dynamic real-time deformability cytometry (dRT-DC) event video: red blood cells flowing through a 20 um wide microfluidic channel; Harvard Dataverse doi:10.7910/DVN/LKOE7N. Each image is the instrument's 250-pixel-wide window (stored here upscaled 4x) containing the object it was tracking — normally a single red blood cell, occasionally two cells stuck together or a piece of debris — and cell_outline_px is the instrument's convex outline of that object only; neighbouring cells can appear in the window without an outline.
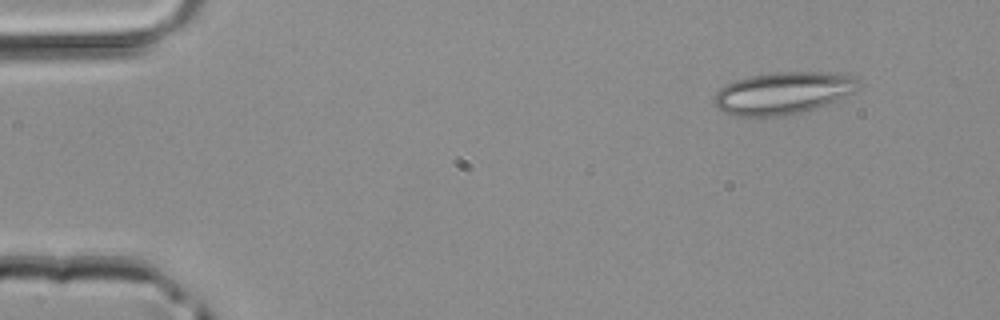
{"species": "common noctule bat (a hibernating species)", "species_latin": "Nyctalus noctula", "temperature_condition": "room temperature", "stored_images_in_passage": 3, "camera_frame_rate_fps": 3000, "um_per_image_px": 0.085, "animal": {"sex": "male", "body_mass_g": 20.4}, "frame": {"image": 1, "passage_image": 1, "time_ms": 0.0, "image_size_px": [1000, 320], "cell_outline_px": [[856, 88], [852, 92], [836, 104], [784, 116], [740, 116], [724, 112], [716, 104], [716, 92], [724, 84], [748, 76], [776, 72], [836, 72], [856, 76]], "centroid_in_image_um": [66.63, 7.91], "position_along_channel_um": 18.4, "area_um2": 35.72}}